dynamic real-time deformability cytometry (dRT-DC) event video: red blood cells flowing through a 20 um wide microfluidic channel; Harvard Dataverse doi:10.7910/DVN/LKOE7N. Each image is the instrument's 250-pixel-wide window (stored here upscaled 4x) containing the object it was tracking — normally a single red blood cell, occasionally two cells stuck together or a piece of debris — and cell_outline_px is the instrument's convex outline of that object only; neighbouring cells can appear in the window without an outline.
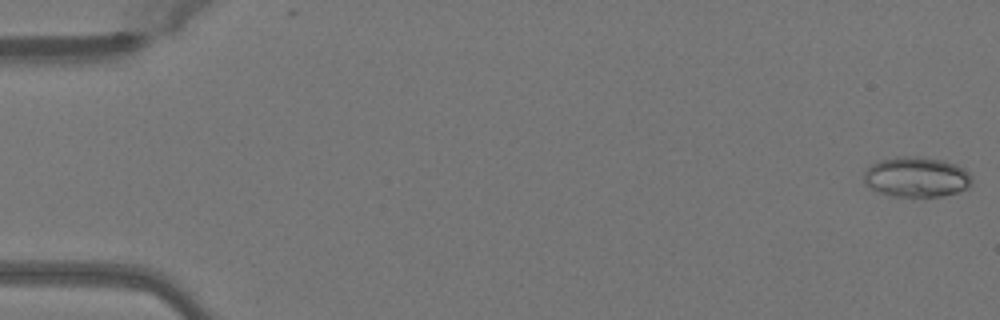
{"species": "Egyptian fruit bat (a non-hibernating species)", "species_latin": "Rousettus aegyptiacus", "temperature_condition": "warm", "stored_images_in_passage": 50, "camera_frame_rate_fps": 3000, "um_per_image_px": 0.085, "animal": {"sex": "female"}, "frame": {"image": 1, "passage_image": 1, "time_ms": 0.0, "image_size_px": [1000, 320], "cell_outline_px": [[972, 180], [968, 188], [944, 196], [892, 196], [880, 192], [864, 184], [864, 172], [872, 164], [880, 160], [896, 156], [920, 156], [944, 160], [956, 164], [964, 168], [972, 176]], "centroid_in_image_um": [77.91, 15.03], "position_along_channel_um": 7.1, "area_um2": 25.43}}
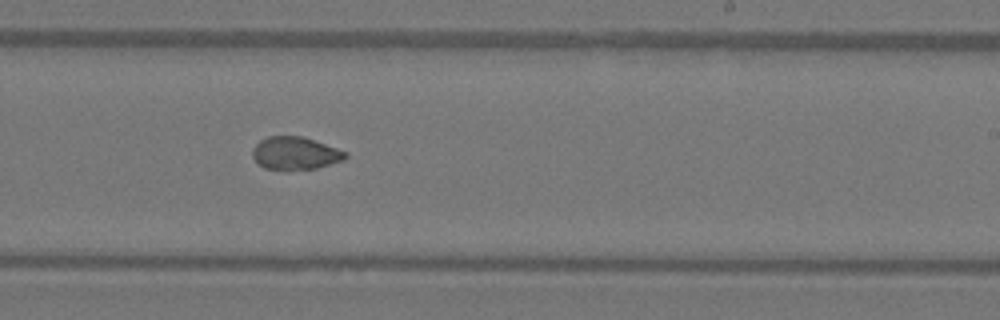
{"frame": {"image": 2, "passage_image": 31, "time_ms": 10.0, "image_size_px": [1000, 320], "cell_outline_px": [[348, 156], [344, 160], [316, 168], [288, 172], [264, 168], [252, 156], [252, 148], [260, 140], [268, 136], [300, 136], [348, 152]], "centroid_in_image_um": [25.07, 13.06], "position_along_channel_um": 263.9, "area_um2": 17.98}}
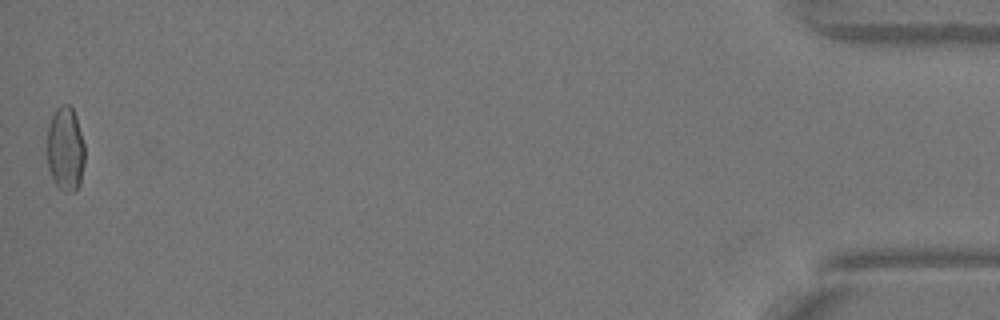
{"frame": {"image": 3, "passage_image": 50, "time_ms": 16.333, "image_size_px": [1000, 320], "cell_outline_px": [[84, 164], [80, 184], [76, 192], [64, 192], [56, 184], [48, 168], [48, 128], [52, 116], [56, 108], [60, 104], [68, 104], [72, 108], [76, 116], [84, 144]], "centroid_in_image_um": [5.58, 12.68], "position_along_channel_um": 429.6, "area_um2": 18.5}, "authors_computed_cell_mechanics": {"area_um2": 18.5827, "velocity_mm_per_s": 4.0851, "shape_relaxation_time_tau1_ms": null, "shape_relaxation_time_tau2_ms": 1.415, "deformation_change_tau1": null, "deformation_change_tau2": 0.0558}}